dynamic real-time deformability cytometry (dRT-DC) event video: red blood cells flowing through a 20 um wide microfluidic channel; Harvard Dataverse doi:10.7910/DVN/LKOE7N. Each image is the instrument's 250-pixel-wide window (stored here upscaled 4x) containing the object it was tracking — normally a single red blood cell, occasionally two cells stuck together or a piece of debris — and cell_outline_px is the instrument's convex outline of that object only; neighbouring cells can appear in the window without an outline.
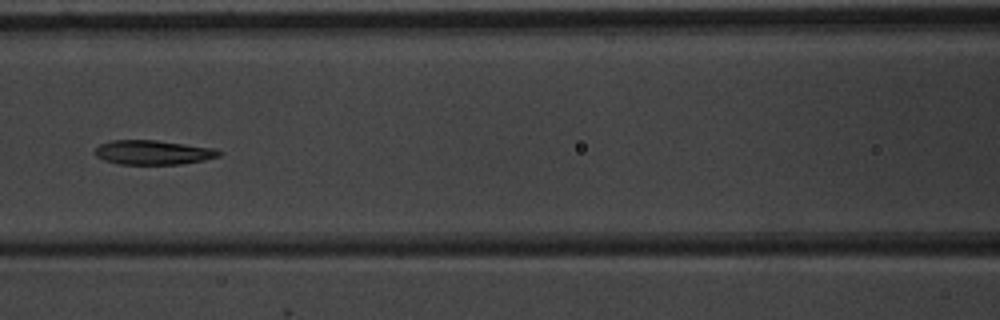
{"species": "common noctule bat (a hibernating species)", "species_latin": "Nyctalus noctula", "temperature_condition": "warm", "stored_images_in_passage": 8, "camera_frame_rate_fps": 3000, "um_per_image_px": 0.085, "animal": {"sex": "male", "body_mass_g": 20.1, "forearm_length_mm": 53.5}, "frame": {"image": 1, "passage_image": 6, "time_ms": 5.667, "image_size_px": [1000, 320], "cell_outline_px": [[224, 152], [220, 156], [204, 160], [180, 164], [116, 164], [104, 160], [96, 156], [92, 152], [100, 144], [112, 140], [156, 140], [216, 148]], "centroid_in_image_um": [13.02, 12.95], "position_along_channel_um": 153.6, "area_um2": 17.8}}
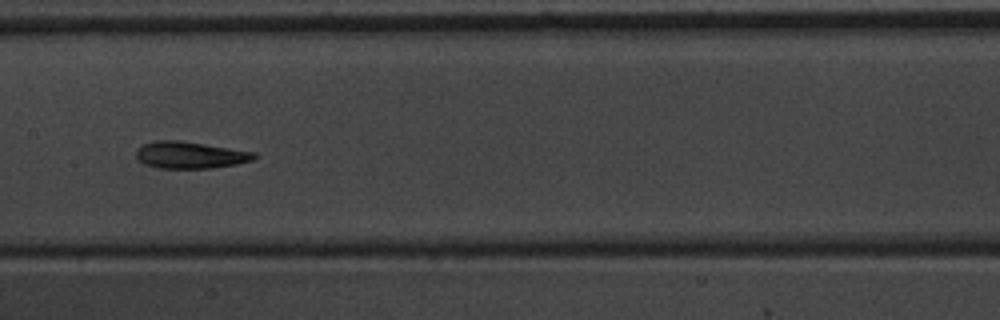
{"frame": {"image": 2, "passage_image": 7, "time_ms": 6.667, "image_size_px": [1000, 320], "cell_outline_px": [[256, 156], [252, 160], [236, 164], [212, 168], [160, 168], [144, 164], [136, 156], [136, 148], [140, 144], [156, 140], [180, 140], [256, 152]], "centroid_in_image_um": [16.12, 13.16], "position_along_channel_um": 191.3, "area_um2": 18.55}}
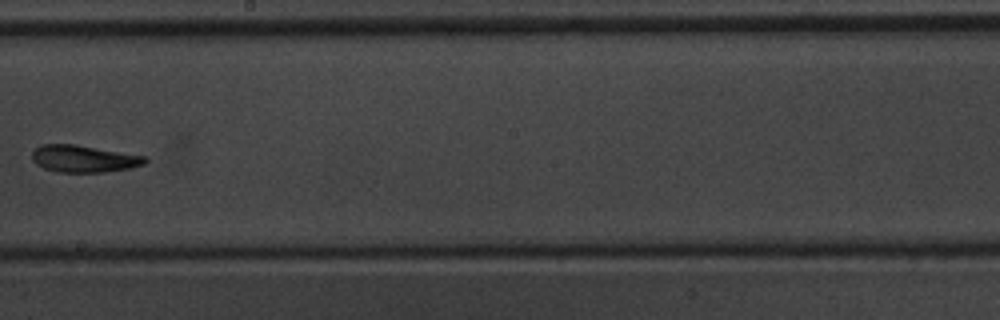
{"frame": {"image": 3, "passage_image": 8, "time_ms": 8.0, "image_size_px": [1000, 320], "cell_outline_px": [[148, 160], [144, 164], [128, 168], [104, 172], [56, 172], [44, 168], [36, 164], [32, 160], [32, 152], [40, 144], [76, 144], [144, 156]], "centroid_in_image_um": [7.07, 13.49], "position_along_channel_um": 241.1, "area_um2": 17.74}}